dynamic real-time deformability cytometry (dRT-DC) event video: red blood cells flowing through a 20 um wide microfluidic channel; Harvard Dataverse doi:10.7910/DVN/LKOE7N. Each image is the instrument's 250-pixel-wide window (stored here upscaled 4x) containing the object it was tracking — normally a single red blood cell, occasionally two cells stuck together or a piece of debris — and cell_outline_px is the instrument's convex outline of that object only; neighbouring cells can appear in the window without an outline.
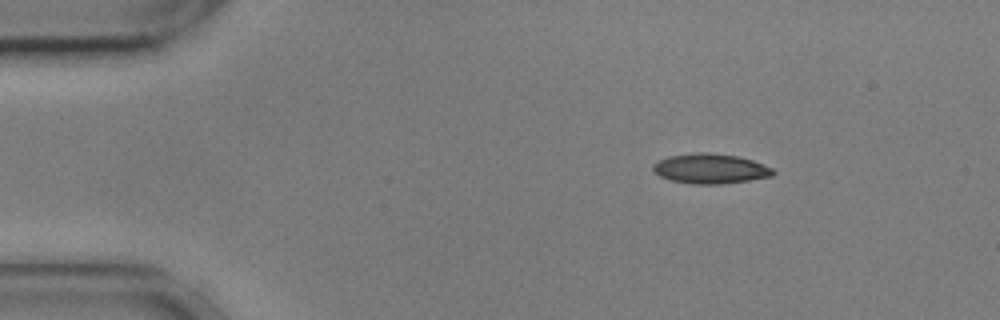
{"species": "common noctule bat (a hibernating species)", "species_latin": "Nyctalus noctula", "temperature_condition": "cold", "stored_images_in_passage": 48, "camera_frame_rate_fps": 3000, "um_per_image_px": 0.085, "animal": {"sex": "male", "body_mass_g": 17.9, "forearm_length_mm": 54.2}, "frame": {"image": 1, "passage_image": 1, "time_ms": 0.0, "image_size_px": [1000, 320], "cell_outline_px": [[776, 172], [772, 176], [748, 180], [720, 184], [692, 184], [672, 180], [660, 176], [652, 168], [652, 164], [668, 156], [700, 152], [708, 152], [736, 156], [752, 160], [772, 168]], "centroid_in_image_um": [60.38, 14.33], "position_along_channel_um": 24.6, "area_um2": 20.69}}
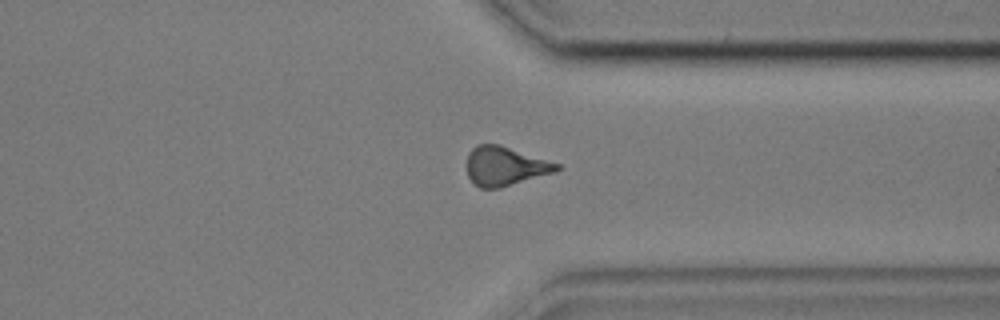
{"frame": {"image": 2, "passage_image": 35, "time_ms": 11.333, "image_size_px": [1000, 320], "cell_outline_px": [[560, 168], [556, 172], [500, 188], [480, 188], [468, 176], [468, 152], [476, 144], [500, 144], [560, 164]], "centroid_in_image_um": [42.94, 14.11], "position_along_channel_um": 368.5, "area_um2": 20.4}}
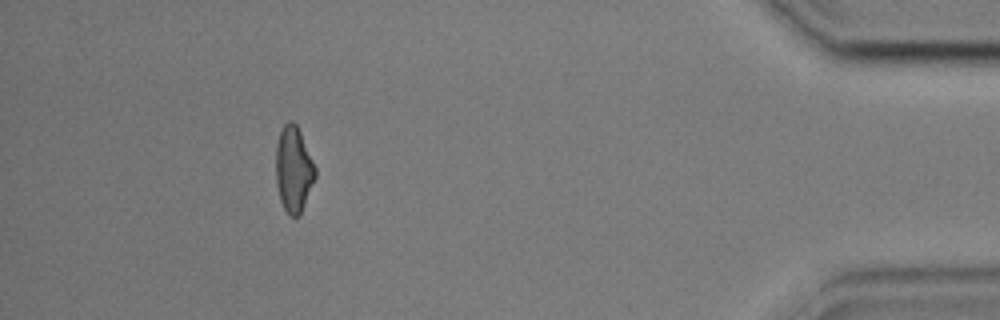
{"frame": {"image": 3, "passage_image": 43, "time_ms": 14.0, "image_size_px": [1000, 320], "cell_outline_px": [[316, 176], [300, 216], [288, 216], [280, 200], [276, 184], [276, 144], [280, 132], [284, 124], [288, 120], [292, 120], [296, 124], [300, 132], [316, 168]], "centroid_in_image_um": [24.95, 14.41], "position_along_channel_um": 410.3, "area_um2": 19.71}, "authors_computed_cell_mechanics": {"area_um2": 20.6635, "velocity_mm_per_s": 3.6218, "shape_relaxation_time_tau1_ms": 2.8375, "shape_relaxation_time_tau2_ms": 3.3467, "deformation_change_tau1": 0.1427, "deformation_change_tau2": 0.1219}}